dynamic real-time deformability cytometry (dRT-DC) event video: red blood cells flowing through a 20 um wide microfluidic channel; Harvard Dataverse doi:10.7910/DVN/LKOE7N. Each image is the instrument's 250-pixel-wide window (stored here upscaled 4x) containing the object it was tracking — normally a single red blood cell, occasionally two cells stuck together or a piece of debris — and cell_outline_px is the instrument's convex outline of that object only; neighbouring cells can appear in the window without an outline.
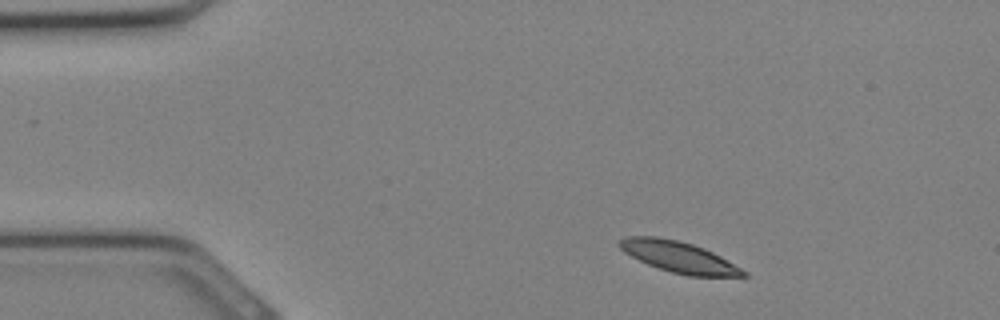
{"species": "Egyptian fruit bat (a non-hibernating species)", "species_latin": "Rousettus aegyptiacus", "temperature_condition": "cold", "stored_images_in_passage": 28, "camera_frame_rate_fps": 3000, "um_per_image_px": 0.085, "animal": {"sex": "female"}, "frame": {"image": 1, "passage_image": 1, "time_ms": 0.0, "image_size_px": [1000, 320], "cell_outline_px": [[748, 276], [688, 276], [672, 272], [648, 264], [624, 252], [616, 244], [616, 240], [624, 236], [656, 236], [680, 240], [704, 248], [720, 256], [748, 272]], "centroid_in_image_um": [57.66, 21.82], "position_along_channel_um": 27.3, "area_um2": 22.43}}
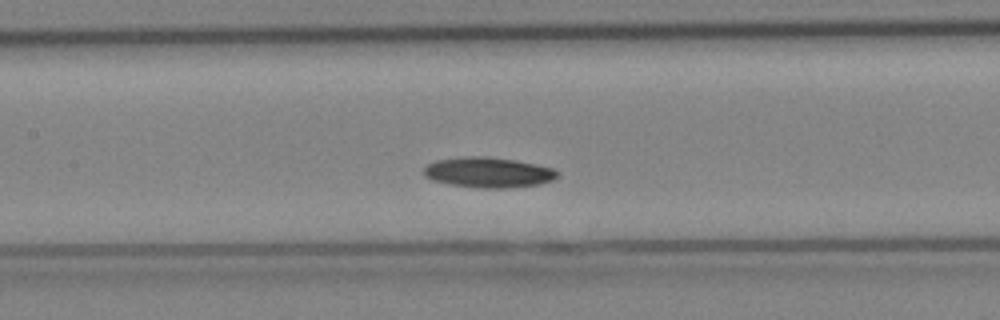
{"frame": {"image": 2, "passage_image": 11, "time_ms": 3.333, "image_size_px": [1000, 320], "cell_outline_px": [[560, 172], [552, 180], [540, 184], [508, 188], [480, 188], [452, 184], [432, 180], [424, 176], [424, 168], [428, 164], [436, 160], [464, 156], [484, 156], [516, 160], [536, 164], [552, 168]], "centroid_in_image_um": [41.51, 14.65], "position_along_channel_um": 165.9, "area_um2": 23.58}}
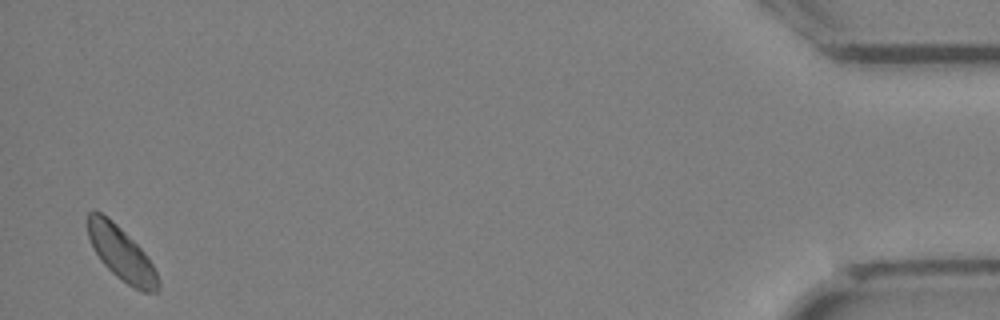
{"frame": {"image": 3, "passage_image": 28, "time_ms": 9.0, "image_size_px": [1000, 320], "cell_outline_px": [[160, 288], [156, 292], [144, 292], [132, 288], [116, 276], [100, 260], [88, 236], [88, 212], [100, 212], [112, 220], [144, 252], [152, 264], [160, 280]], "centroid_in_image_um": [10.34, 21.6], "position_along_channel_um": 424.9, "area_um2": 21.62}}